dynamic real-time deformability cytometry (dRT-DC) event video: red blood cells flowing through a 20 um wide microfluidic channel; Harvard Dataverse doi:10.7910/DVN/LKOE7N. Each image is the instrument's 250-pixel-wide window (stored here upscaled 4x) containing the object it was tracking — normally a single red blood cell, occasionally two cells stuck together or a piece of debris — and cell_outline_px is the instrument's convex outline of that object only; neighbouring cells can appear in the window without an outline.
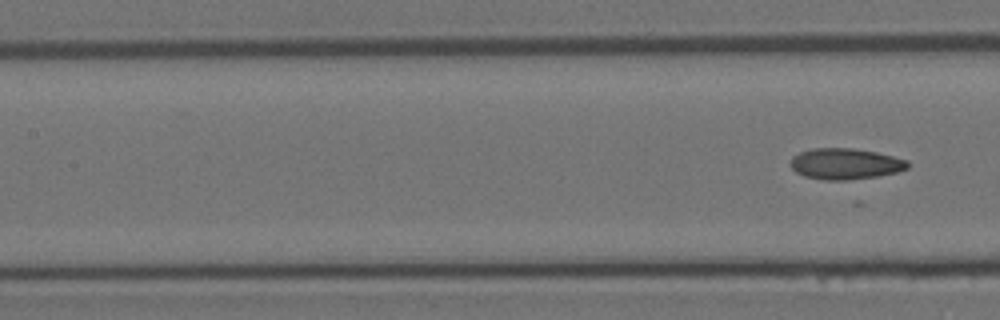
{"species": "Egyptian fruit bat (a non-hibernating species)", "species_latin": "Rousettus aegyptiacus", "temperature_condition": "room temperature", "stored_images_in_passage": 6, "segment_of_instrument_passage": [2, 2], "camera_frame_rate_fps": 3000, "um_per_image_px": 0.085, "animal": {"sex": "female"}, "frame": {"image": 1, "passage_image": 6, "time_ms": 1.667, "image_size_px": [1000, 320], "cell_outline_px": [[908, 168], [896, 172], [876, 176], [848, 180], [824, 180], [804, 176], [796, 172], [792, 168], [792, 156], [800, 152], [812, 148], [852, 148], [876, 152], [908, 160]], "centroid_in_image_um": [71.84, 13.92], "position_along_channel_um": 135.6, "area_um2": 21.04}}